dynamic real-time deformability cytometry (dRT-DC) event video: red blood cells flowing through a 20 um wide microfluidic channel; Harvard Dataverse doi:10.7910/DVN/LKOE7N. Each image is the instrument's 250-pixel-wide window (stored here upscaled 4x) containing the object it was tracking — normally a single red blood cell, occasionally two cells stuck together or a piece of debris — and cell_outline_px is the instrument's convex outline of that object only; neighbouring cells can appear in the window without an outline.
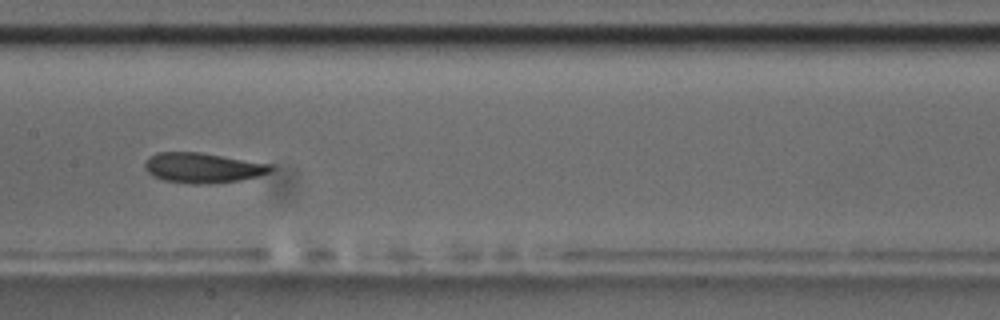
{"species": "common noctule bat (a hibernating species)", "species_latin": "Nyctalus noctula", "temperature_condition": "room temperature", "stored_images_in_passage": 8, "camera_frame_rate_fps": 3000, "um_per_image_px": 0.085, "animal": {"sex": "male", "body_mass_g": 17.5, "forearm_length_mm": 52.3}, "frame": {"image": 1, "passage_image": 5, "time_ms": 4.667, "image_size_px": [1000, 320], "cell_outline_px": [[276, 168], [268, 172], [256, 176], [240, 180], [204, 184], [192, 184], [164, 180], [152, 176], [144, 168], [144, 164], [148, 156], [156, 152], [200, 152], [272, 164]], "centroid_in_image_um": [17.2, 14.25], "position_along_channel_um": 190.2, "area_um2": 22.14}}
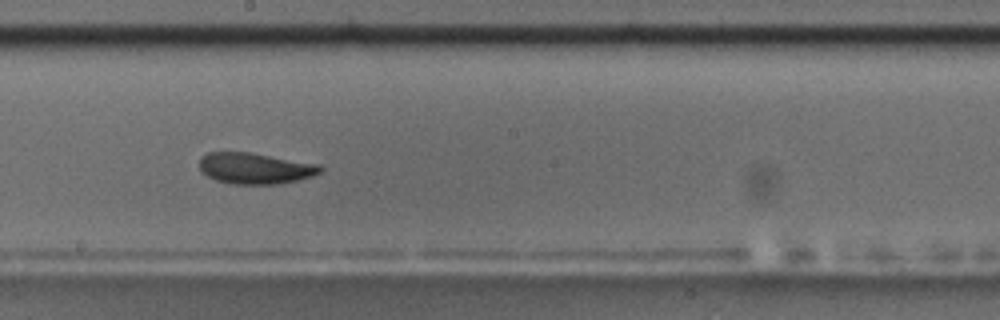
{"frame": {"image": 2, "passage_image": 6, "time_ms": 5.667, "image_size_px": [1000, 320], "cell_outline_px": [[324, 168], [320, 172], [312, 176], [280, 184], [232, 184], [216, 180], [200, 172], [200, 156], [208, 152], [252, 152], [320, 164]], "centroid_in_image_um": [21.68, 14.3], "position_along_channel_um": 226.5, "area_um2": 22.14}}